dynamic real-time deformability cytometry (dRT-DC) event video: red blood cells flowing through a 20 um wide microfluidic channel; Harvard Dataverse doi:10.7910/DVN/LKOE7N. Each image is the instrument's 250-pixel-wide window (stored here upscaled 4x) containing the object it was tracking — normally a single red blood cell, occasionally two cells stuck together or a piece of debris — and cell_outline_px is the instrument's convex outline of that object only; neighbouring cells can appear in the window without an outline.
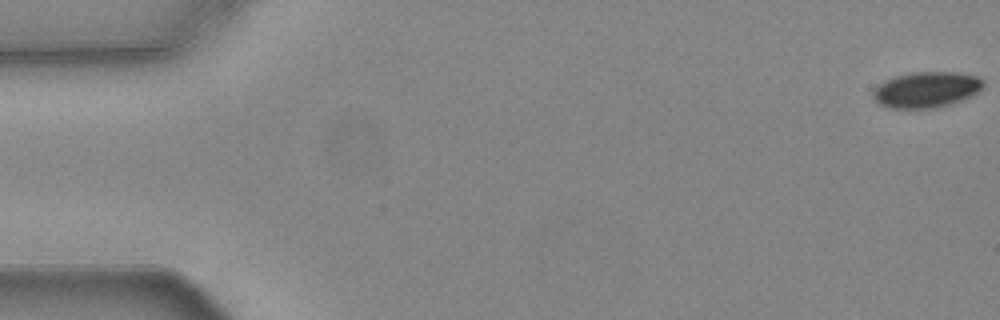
{"species": "common noctule bat (a hibernating species)", "species_latin": "Nyctalus noctula", "temperature_condition": "warm", "stored_images_in_passage": 37, "camera_frame_rate_fps": 3000, "um_per_image_px": 0.085, "animal": {"sex": "female", "body_mass_g": 24.6, "forearm_length_mm": 56.2}, "frame": {"image": 1, "passage_image": 1, "time_ms": 0.0, "image_size_px": [1000, 320], "cell_outline_px": [[984, 88], [972, 96], [936, 108], [888, 108], [880, 104], [872, 96], [872, 92], [880, 84], [896, 76], [912, 72], [956, 72], [980, 76], [984, 80]], "centroid_in_image_um": [78.8, 7.61], "position_along_channel_um": 6.2, "area_um2": 23.0}}
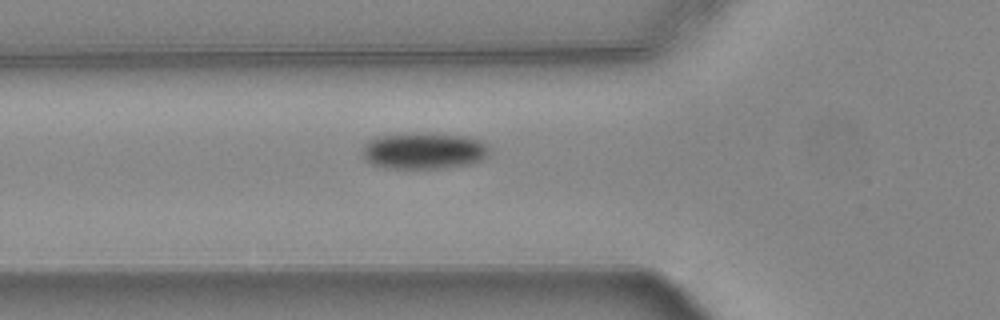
{"frame": {"image": 2, "passage_image": 20, "time_ms": 6.333, "image_size_px": [1000, 320], "cell_outline_px": [[492, 148], [488, 156], [480, 160], [464, 164], [440, 168], [384, 168], [372, 164], [364, 156], [364, 144], [368, 140], [376, 136], [416, 132], [468, 136], [480, 140], [488, 144]], "centroid_in_image_um": [36.05, 12.79], "position_along_channel_um": 89.7, "area_um2": 27.11}}
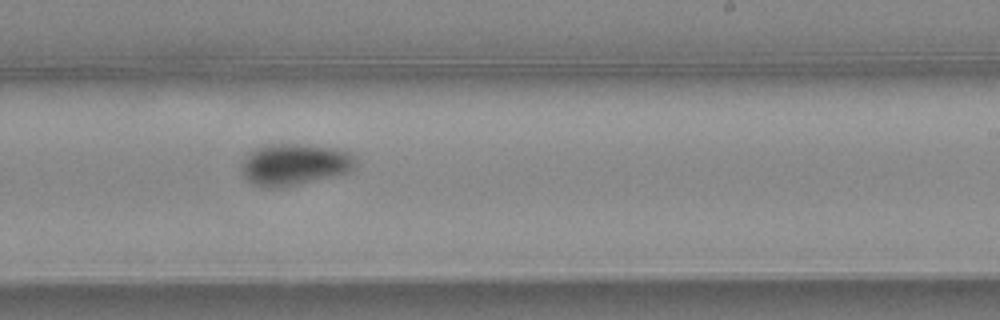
{"frame": {"image": 3, "passage_image": 34, "time_ms": 11.0, "image_size_px": [1000, 320], "cell_outline_px": [[356, 168], [348, 172], [284, 188], [264, 188], [252, 184], [240, 172], [240, 164], [248, 152], [256, 148], [268, 144], [312, 144], [336, 148], [352, 152], [356, 156]], "centroid_in_image_um": [25.03, 13.97], "position_along_channel_um": 264.0, "area_um2": 28.44}}